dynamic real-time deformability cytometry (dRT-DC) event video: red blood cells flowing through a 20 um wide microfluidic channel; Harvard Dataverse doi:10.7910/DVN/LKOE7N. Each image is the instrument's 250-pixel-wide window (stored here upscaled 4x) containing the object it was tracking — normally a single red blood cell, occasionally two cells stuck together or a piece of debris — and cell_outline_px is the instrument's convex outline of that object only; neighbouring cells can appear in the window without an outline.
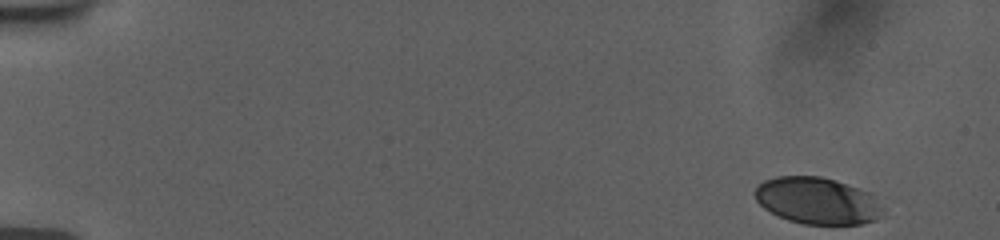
{"species": "human", "species_latin": "Homo sapiens", "temperature_condition": "room temperature", "stored_images_in_passage": 53, "camera_frame_rate_fps": 3000, "um_per_image_px": 0.085, "donor": {"sex": "female"}, "frame": {"image": 1, "passage_image": 1, "time_ms": 0.0, "image_size_px": [1000, 240], "cell_outline_px": [[884, 216], [876, 220], [864, 224], [804, 224], [788, 220], [764, 208], [756, 200], [752, 192], [764, 180], [776, 176], [820, 176], [836, 180], [872, 192], [884, 208]], "centroid_in_image_um": [69.53, 17.06], "position_along_channel_um": 15.5, "area_um2": 35.37}}
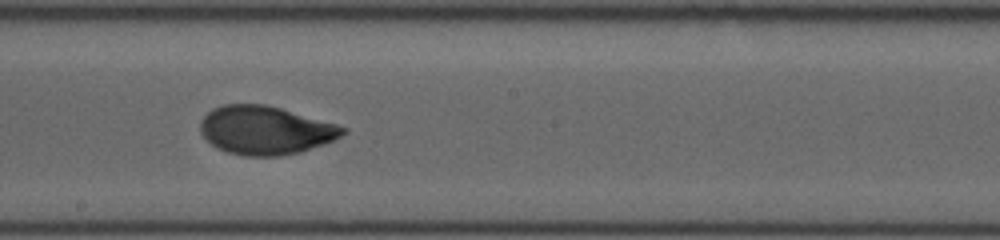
{"frame": {"image": 2, "passage_image": 30, "time_ms": 9.667, "image_size_px": [1000, 240], "cell_outline_px": [[348, 132], [324, 144], [300, 152], [280, 156], [244, 156], [228, 152], [216, 148], [200, 132], [200, 120], [212, 108], [224, 104], [264, 104], [280, 108], [336, 124], [348, 128]], "centroid_in_image_um": [22.54, 11.07], "position_along_channel_um": 225.7, "area_um2": 40.17}}
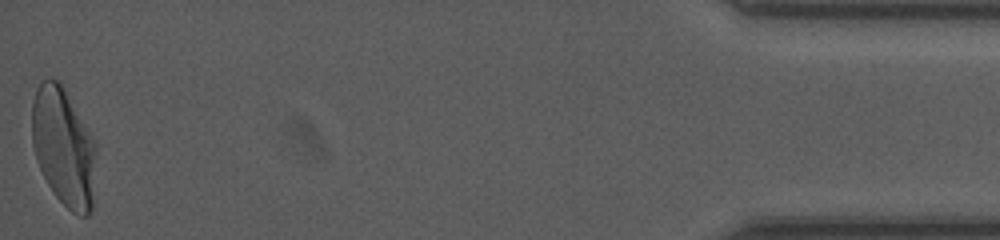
{"frame": {"image": 3, "passage_image": 53, "time_ms": 17.333, "image_size_px": [1000, 240], "cell_outline_px": [[96, 148], [92, 212], [88, 216], [80, 216], [72, 212], [56, 196], [48, 184], [36, 160], [32, 144], [32, 100], [36, 88], [44, 80], [60, 80], [96, 140]], "centroid_in_image_um": [5.42, 12.48], "position_along_channel_um": 429.8, "area_um2": 44.68}, "authors_computed_cell_mechanics": {"area_um2": 39.6508, "velocity_mm_per_s": 3.7437, "shape_relaxation_time_tau1_ms": 4.3392, "shape_relaxation_time_tau2_ms": null, "deformation_change_tau1": 0.1688, "deformation_change_tau2": null}}